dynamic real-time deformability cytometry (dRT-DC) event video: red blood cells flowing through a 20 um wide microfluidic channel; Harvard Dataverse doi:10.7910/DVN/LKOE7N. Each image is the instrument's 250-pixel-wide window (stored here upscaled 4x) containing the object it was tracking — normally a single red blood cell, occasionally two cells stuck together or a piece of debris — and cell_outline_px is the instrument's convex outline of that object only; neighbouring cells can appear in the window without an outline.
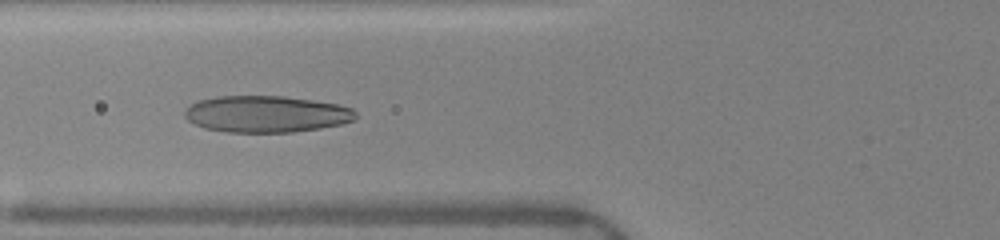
{"species": "human", "species_latin": "Homo sapiens", "temperature_condition": "warm", "stored_images_in_passage": 38, "camera_frame_rate_fps": 3000, "um_per_image_px": 0.085, "donor": {"sex": "female"}, "frame": {"image": 1, "passage_image": 8, "time_ms": 2.333, "image_size_px": [1000, 240], "cell_outline_px": [[356, 120], [340, 124], [320, 128], [292, 132], [224, 132], [204, 128], [188, 120], [184, 116], [184, 112], [192, 104], [200, 100], [220, 96], [284, 96], [312, 100], [336, 104], [352, 108], [356, 112]], "centroid_in_image_um": [22.65, 9.7], "position_along_channel_um": 103.2, "area_um2": 36.36}}
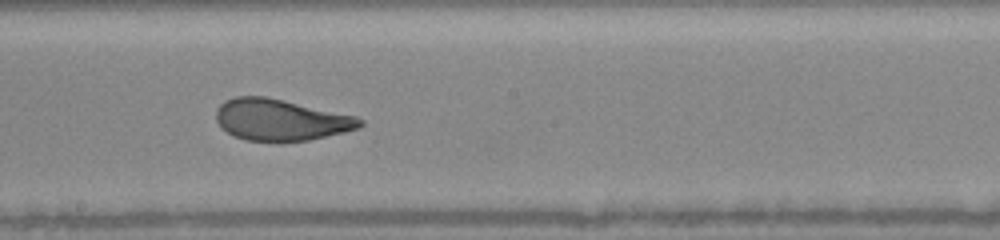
{"frame": {"image": 2, "passage_image": 17, "time_ms": 5.333, "image_size_px": [1000, 240], "cell_outline_px": [[364, 124], [360, 128], [344, 132], [308, 140], [280, 144], [248, 140], [236, 136], [220, 128], [216, 120], [216, 108], [224, 100], [236, 96], [264, 96], [284, 100], [356, 116], [364, 120]], "centroid_in_image_um": [23.85, 10.21], "position_along_channel_um": 224.4, "area_um2": 35.32}}
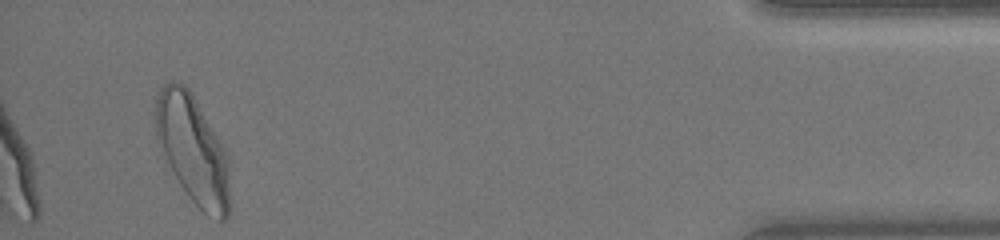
{"frame": {"image": 3, "passage_image": 36, "time_ms": 11.667, "image_size_px": [1000, 240], "cell_outline_px": [[232, 204], [228, 216], [224, 220], [220, 220], [204, 212], [188, 196], [180, 184], [156, 140], [156, 96], [164, 84], [172, 80], [184, 84], [188, 88], [228, 156]], "centroid_in_image_um": [16.42, 12.75], "position_along_channel_um": 418.8, "area_um2": 46.36}, "authors_computed_cell_mechanics": {"area_um2": 35.7782, "velocity_mm_per_s": 4.032, "shape_relaxation_time_tau1_ms": 4.2627, "shape_relaxation_time_tau2_ms": 0.8004, "deformation_change_tau1": 0.174, "deformation_change_tau2": 0.0717}}